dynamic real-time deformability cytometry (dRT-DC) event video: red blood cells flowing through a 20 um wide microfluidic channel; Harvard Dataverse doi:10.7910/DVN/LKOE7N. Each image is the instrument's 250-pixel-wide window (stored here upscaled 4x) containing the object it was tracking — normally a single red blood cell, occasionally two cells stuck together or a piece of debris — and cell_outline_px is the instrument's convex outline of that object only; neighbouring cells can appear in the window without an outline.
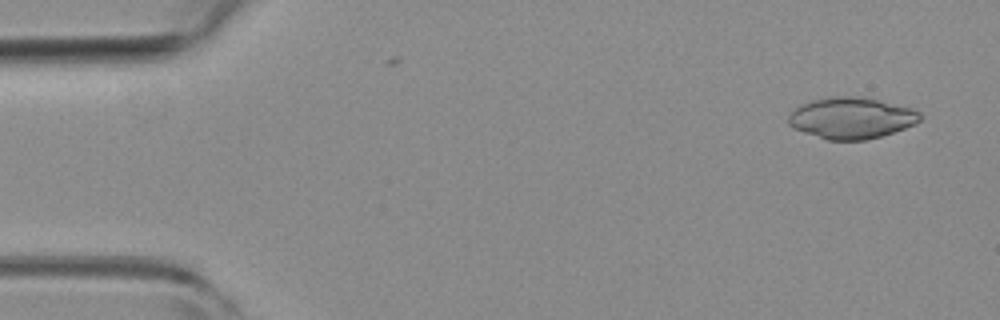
{"species": "common noctule bat (a hibernating species)", "species_latin": "Nyctalus noctula", "temperature_condition": "room temperature", "stored_images_in_passage": 7, "camera_frame_rate_fps": 3000, "um_per_image_px": 0.085, "animal": {"sex": "female", "body_mass_g": 19.3, "forearm_length_mm": 54.1}, "frame": {"image": 1, "passage_image": 1, "time_ms": 0.0, "image_size_px": [1000, 320], "cell_outline_px": [[924, 116], [916, 124], [880, 136], [864, 140], [828, 140], [792, 128], [788, 124], [788, 116], [800, 104], [812, 100], [828, 96], [860, 96], [880, 100], [912, 108], [920, 112]], "centroid_in_image_um": [72.37, 10.02], "position_along_channel_um": 12.6, "area_um2": 31.85}}